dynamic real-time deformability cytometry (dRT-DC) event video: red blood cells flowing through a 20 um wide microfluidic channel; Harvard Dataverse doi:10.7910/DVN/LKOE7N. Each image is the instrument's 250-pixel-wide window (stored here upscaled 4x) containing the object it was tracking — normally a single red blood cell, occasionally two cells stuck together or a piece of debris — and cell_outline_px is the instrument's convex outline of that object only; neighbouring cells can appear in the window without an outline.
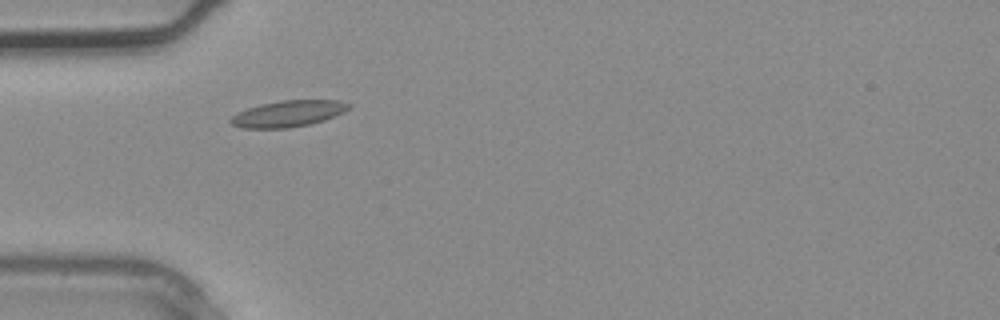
{"species": "common noctule bat (a hibernating species)", "species_latin": "Nyctalus noctula", "temperature_condition": "warm", "stored_images_in_passage": 2, "camera_frame_rate_fps": 3000, "um_per_image_px": 0.085, "animal": {"sex": "male", "body_mass_g": 20.4}, "frame": {"image": 1, "passage_image": 2, "time_ms": 0.333, "image_size_px": [1000, 320], "cell_outline_px": [[352, 104], [344, 112], [324, 120], [308, 124], [288, 128], [240, 128], [232, 124], [228, 120], [236, 112], [260, 104], [280, 100], [340, 100]], "centroid_in_image_um": [24.47, 9.65], "position_along_channel_um": 60.5, "area_um2": 18.15}}